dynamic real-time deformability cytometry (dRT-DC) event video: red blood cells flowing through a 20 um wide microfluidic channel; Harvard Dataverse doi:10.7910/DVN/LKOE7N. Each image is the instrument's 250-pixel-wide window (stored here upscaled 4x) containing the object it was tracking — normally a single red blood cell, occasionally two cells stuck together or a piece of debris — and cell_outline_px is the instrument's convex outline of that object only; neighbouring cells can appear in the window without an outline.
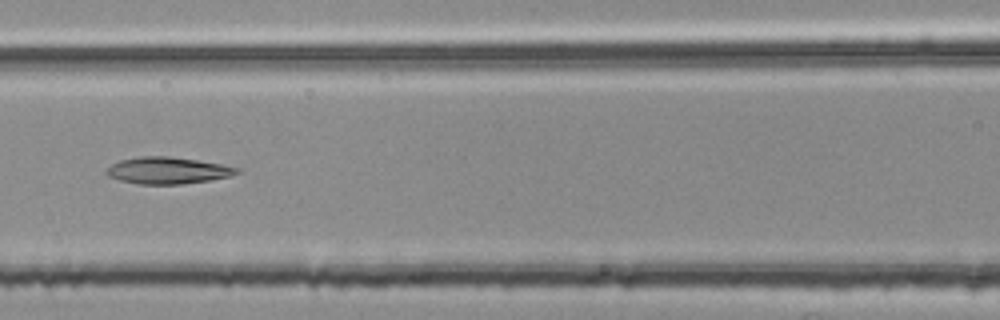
{"species": "common noctule bat (a hibernating species)", "species_latin": "Nyctalus noctula", "temperature_condition": "room temperature", "stored_images_in_passage": 51, "camera_frame_rate_fps": 3000, "um_per_image_px": 0.085, "animal": {"sex": "female", "body_mass_g": 25.1}, "frame": {"image": 1, "passage_image": 21, "time_ms": 6.667, "image_size_px": [1000, 320], "cell_outline_px": [[240, 172], [228, 176], [208, 180], [180, 184], [136, 184], [120, 180], [108, 176], [104, 172], [112, 164], [120, 160], [140, 156], [168, 156], [196, 160], [220, 164], [240, 168]], "centroid_in_image_um": [14.21, 14.49], "position_along_channel_um": 152.4, "area_um2": 20.11}}
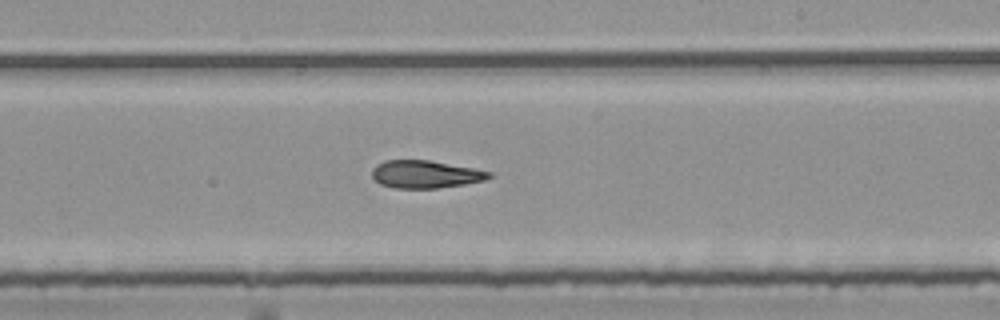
{"frame": {"image": 2, "passage_image": 29, "time_ms": 9.333, "image_size_px": [1000, 320], "cell_outline_px": [[492, 176], [484, 180], [464, 184], [440, 188], [396, 188], [380, 184], [372, 176], [372, 168], [376, 164], [384, 160], [428, 160], [472, 168], [492, 172]], "centroid_in_image_um": [36.13, 14.81], "position_along_channel_um": 252.9, "area_um2": 18.79}}
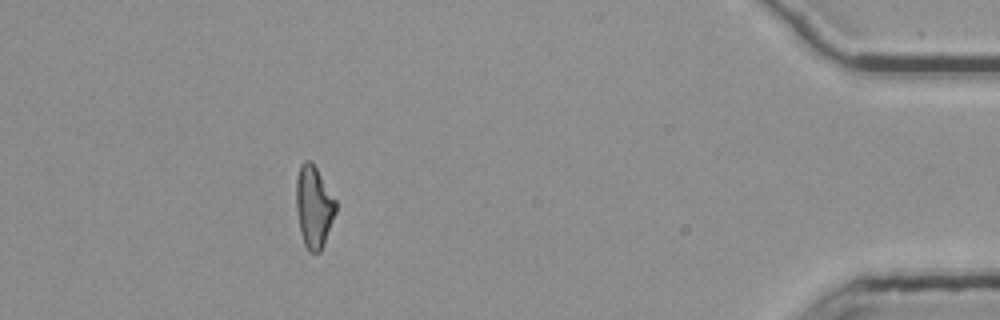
{"frame": {"image": 3, "passage_image": 46, "time_ms": 15.0, "image_size_px": [1000, 320], "cell_outline_px": [[336, 212], [324, 244], [320, 252], [308, 252], [304, 244], [300, 232], [296, 208], [296, 176], [300, 164], [304, 160], [312, 160], [336, 200]], "centroid_in_image_um": [26.66, 17.54], "position_along_channel_um": 408.5, "area_um2": 19.13}}